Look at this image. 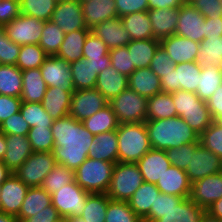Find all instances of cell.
I'll list each match as a JSON object with an SVG mask.
<instances>
[{
	"mask_svg": "<svg viewBox=\"0 0 222 222\" xmlns=\"http://www.w3.org/2000/svg\"><path fill=\"white\" fill-rule=\"evenodd\" d=\"M51 130L55 144L52 153L56 162L75 171L88 158L95 136L70 115L54 120Z\"/></svg>",
	"mask_w": 222,
	"mask_h": 222,
	"instance_id": "1",
	"label": "cell"
},
{
	"mask_svg": "<svg viewBox=\"0 0 222 222\" xmlns=\"http://www.w3.org/2000/svg\"><path fill=\"white\" fill-rule=\"evenodd\" d=\"M150 145L153 149L168 150L192 142H200L196 133L180 116L146 120Z\"/></svg>",
	"mask_w": 222,
	"mask_h": 222,
	"instance_id": "2",
	"label": "cell"
},
{
	"mask_svg": "<svg viewBox=\"0 0 222 222\" xmlns=\"http://www.w3.org/2000/svg\"><path fill=\"white\" fill-rule=\"evenodd\" d=\"M117 145L118 162H138L152 148L145 122L119 124Z\"/></svg>",
	"mask_w": 222,
	"mask_h": 222,
	"instance_id": "3",
	"label": "cell"
},
{
	"mask_svg": "<svg viewBox=\"0 0 222 222\" xmlns=\"http://www.w3.org/2000/svg\"><path fill=\"white\" fill-rule=\"evenodd\" d=\"M115 164L87 158L74 171L75 181L88 193H107Z\"/></svg>",
	"mask_w": 222,
	"mask_h": 222,
	"instance_id": "4",
	"label": "cell"
},
{
	"mask_svg": "<svg viewBox=\"0 0 222 222\" xmlns=\"http://www.w3.org/2000/svg\"><path fill=\"white\" fill-rule=\"evenodd\" d=\"M143 182L136 163L117 162L114 165L111 183L106 194L111 200L128 202Z\"/></svg>",
	"mask_w": 222,
	"mask_h": 222,
	"instance_id": "5",
	"label": "cell"
},
{
	"mask_svg": "<svg viewBox=\"0 0 222 222\" xmlns=\"http://www.w3.org/2000/svg\"><path fill=\"white\" fill-rule=\"evenodd\" d=\"M111 106L119 124L145 122L147 118L148 98L127 88L111 99Z\"/></svg>",
	"mask_w": 222,
	"mask_h": 222,
	"instance_id": "6",
	"label": "cell"
},
{
	"mask_svg": "<svg viewBox=\"0 0 222 222\" xmlns=\"http://www.w3.org/2000/svg\"><path fill=\"white\" fill-rule=\"evenodd\" d=\"M56 164L52 152H33L14 174L28 187H39Z\"/></svg>",
	"mask_w": 222,
	"mask_h": 222,
	"instance_id": "7",
	"label": "cell"
},
{
	"mask_svg": "<svg viewBox=\"0 0 222 222\" xmlns=\"http://www.w3.org/2000/svg\"><path fill=\"white\" fill-rule=\"evenodd\" d=\"M90 194L74 180L72 183L64 185L61 189L51 194V202L60 217H77L82 214Z\"/></svg>",
	"mask_w": 222,
	"mask_h": 222,
	"instance_id": "8",
	"label": "cell"
},
{
	"mask_svg": "<svg viewBox=\"0 0 222 222\" xmlns=\"http://www.w3.org/2000/svg\"><path fill=\"white\" fill-rule=\"evenodd\" d=\"M201 68L195 62H183L175 65V69L161 77V89L164 93H173L184 90L196 93L199 84Z\"/></svg>",
	"mask_w": 222,
	"mask_h": 222,
	"instance_id": "9",
	"label": "cell"
},
{
	"mask_svg": "<svg viewBox=\"0 0 222 222\" xmlns=\"http://www.w3.org/2000/svg\"><path fill=\"white\" fill-rule=\"evenodd\" d=\"M3 27L6 36L18 45L39 44L44 21L20 14L12 22Z\"/></svg>",
	"mask_w": 222,
	"mask_h": 222,
	"instance_id": "10",
	"label": "cell"
},
{
	"mask_svg": "<svg viewBox=\"0 0 222 222\" xmlns=\"http://www.w3.org/2000/svg\"><path fill=\"white\" fill-rule=\"evenodd\" d=\"M65 33L88 29L86 27L80 0H59L51 19Z\"/></svg>",
	"mask_w": 222,
	"mask_h": 222,
	"instance_id": "11",
	"label": "cell"
},
{
	"mask_svg": "<svg viewBox=\"0 0 222 222\" xmlns=\"http://www.w3.org/2000/svg\"><path fill=\"white\" fill-rule=\"evenodd\" d=\"M108 104L96 89L75 90L72 94L69 115L82 122Z\"/></svg>",
	"mask_w": 222,
	"mask_h": 222,
	"instance_id": "12",
	"label": "cell"
},
{
	"mask_svg": "<svg viewBox=\"0 0 222 222\" xmlns=\"http://www.w3.org/2000/svg\"><path fill=\"white\" fill-rule=\"evenodd\" d=\"M192 183L208 175L222 171V159L201 144L193 151L189 166L185 170Z\"/></svg>",
	"mask_w": 222,
	"mask_h": 222,
	"instance_id": "13",
	"label": "cell"
},
{
	"mask_svg": "<svg viewBox=\"0 0 222 222\" xmlns=\"http://www.w3.org/2000/svg\"><path fill=\"white\" fill-rule=\"evenodd\" d=\"M189 198L205 210L221 199L222 171L192 182Z\"/></svg>",
	"mask_w": 222,
	"mask_h": 222,
	"instance_id": "14",
	"label": "cell"
},
{
	"mask_svg": "<svg viewBox=\"0 0 222 222\" xmlns=\"http://www.w3.org/2000/svg\"><path fill=\"white\" fill-rule=\"evenodd\" d=\"M176 35L186 37L198 43L204 39L205 17L198 9L188 2H184L179 8Z\"/></svg>",
	"mask_w": 222,
	"mask_h": 222,
	"instance_id": "15",
	"label": "cell"
},
{
	"mask_svg": "<svg viewBox=\"0 0 222 222\" xmlns=\"http://www.w3.org/2000/svg\"><path fill=\"white\" fill-rule=\"evenodd\" d=\"M40 72L47 87H61L71 92L75 91L70 65L64 59L48 56L40 66Z\"/></svg>",
	"mask_w": 222,
	"mask_h": 222,
	"instance_id": "16",
	"label": "cell"
},
{
	"mask_svg": "<svg viewBox=\"0 0 222 222\" xmlns=\"http://www.w3.org/2000/svg\"><path fill=\"white\" fill-rule=\"evenodd\" d=\"M29 187L14 173L1 184L0 211L17 216Z\"/></svg>",
	"mask_w": 222,
	"mask_h": 222,
	"instance_id": "17",
	"label": "cell"
},
{
	"mask_svg": "<svg viewBox=\"0 0 222 222\" xmlns=\"http://www.w3.org/2000/svg\"><path fill=\"white\" fill-rule=\"evenodd\" d=\"M160 45L175 64L195 62L200 50V43L176 34L161 39Z\"/></svg>",
	"mask_w": 222,
	"mask_h": 222,
	"instance_id": "18",
	"label": "cell"
},
{
	"mask_svg": "<svg viewBox=\"0 0 222 222\" xmlns=\"http://www.w3.org/2000/svg\"><path fill=\"white\" fill-rule=\"evenodd\" d=\"M136 164L142 174L143 181L156 184L171 162L165 150L151 148Z\"/></svg>",
	"mask_w": 222,
	"mask_h": 222,
	"instance_id": "19",
	"label": "cell"
},
{
	"mask_svg": "<svg viewBox=\"0 0 222 222\" xmlns=\"http://www.w3.org/2000/svg\"><path fill=\"white\" fill-rule=\"evenodd\" d=\"M161 193L188 198L191 192V182L185 170L173 165L165 171L155 184Z\"/></svg>",
	"mask_w": 222,
	"mask_h": 222,
	"instance_id": "20",
	"label": "cell"
},
{
	"mask_svg": "<svg viewBox=\"0 0 222 222\" xmlns=\"http://www.w3.org/2000/svg\"><path fill=\"white\" fill-rule=\"evenodd\" d=\"M90 30L106 44L109 50L126 46L132 41L120 18L107 20L95 25Z\"/></svg>",
	"mask_w": 222,
	"mask_h": 222,
	"instance_id": "21",
	"label": "cell"
},
{
	"mask_svg": "<svg viewBox=\"0 0 222 222\" xmlns=\"http://www.w3.org/2000/svg\"><path fill=\"white\" fill-rule=\"evenodd\" d=\"M84 21L88 29L95 25L119 18L115 0H89L81 1Z\"/></svg>",
	"mask_w": 222,
	"mask_h": 222,
	"instance_id": "22",
	"label": "cell"
},
{
	"mask_svg": "<svg viewBox=\"0 0 222 222\" xmlns=\"http://www.w3.org/2000/svg\"><path fill=\"white\" fill-rule=\"evenodd\" d=\"M6 152L2 159L8 169L14 173L27 158L33 153L27 136L5 135Z\"/></svg>",
	"mask_w": 222,
	"mask_h": 222,
	"instance_id": "23",
	"label": "cell"
},
{
	"mask_svg": "<svg viewBox=\"0 0 222 222\" xmlns=\"http://www.w3.org/2000/svg\"><path fill=\"white\" fill-rule=\"evenodd\" d=\"M88 158L118 162L117 130L96 135L88 150Z\"/></svg>",
	"mask_w": 222,
	"mask_h": 222,
	"instance_id": "24",
	"label": "cell"
},
{
	"mask_svg": "<svg viewBox=\"0 0 222 222\" xmlns=\"http://www.w3.org/2000/svg\"><path fill=\"white\" fill-rule=\"evenodd\" d=\"M95 88L109 102L128 88V77L110 65L98 74Z\"/></svg>",
	"mask_w": 222,
	"mask_h": 222,
	"instance_id": "25",
	"label": "cell"
},
{
	"mask_svg": "<svg viewBox=\"0 0 222 222\" xmlns=\"http://www.w3.org/2000/svg\"><path fill=\"white\" fill-rule=\"evenodd\" d=\"M147 12L151 20L153 38L161 40L175 34L179 8L151 9Z\"/></svg>",
	"mask_w": 222,
	"mask_h": 222,
	"instance_id": "26",
	"label": "cell"
},
{
	"mask_svg": "<svg viewBox=\"0 0 222 222\" xmlns=\"http://www.w3.org/2000/svg\"><path fill=\"white\" fill-rule=\"evenodd\" d=\"M73 92L61 87H47L42 100L43 108L54 119L69 115Z\"/></svg>",
	"mask_w": 222,
	"mask_h": 222,
	"instance_id": "27",
	"label": "cell"
},
{
	"mask_svg": "<svg viewBox=\"0 0 222 222\" xmlns=\"http://www.w3.org/2000/svg\"><path fill=\"white\" fill-rule=\"evenodd\" d=\"M128 88L147 98L162 92L161 79L149 67L135 69L128 77Z\"/></svg>",
	"mask_w": 222,
	"mask_h": 222,
	"instance_id": "28",
	"label": "cell"
},
{
	"mask_svg": "<svg viewBox=\"0 0 222 222\" xmlns=\"http://www.w3.org/2000/svg\"><path fill=\"white\" fill-rule=\"evenodd\" d=\"M47 85L42 78L40 68L22 71V102L41 103L46 93Z\"/></svg>",
	"mask_w": 222,
	"mask_h": 222,
	"instance_id": "29",
	"label": "cell"
},
{
	"mask_svg": "<svg viewBox=\"0 0 222 222\" xmlns=\"http://www.w3.org/2000/svg\"><path fill=\"white\" fill-rule=\"evenodd\" d=\"M159 194L160 191L155 184L143 182L128 200V204L143 221L149 215L151 207Z\"/></svg>",
	"mask_w": 222,
	"mask_h": 222,
	"instance_id": "30",
	"label": "cell"
},
{
	"mask_svg": "<svg viewBox=\"0 0 222 222\" xmlns=\"http://www.w3.org/2000/svg\"><path fill=\"white\" fill-rule=\"evenodd\" d=\"M51 204V195L45 189L41 186L29 187L20 212L16 218L18 219V222H22L26 218L35 216Z\"/></svg>",
	"mask_w": 222,
	"mask_h": 222,
	"instance_id": "31",
	"label": "cell"
},
{
	"mask_svg": "<svg viewBox=\"0 0 222 222\" xmlns=\"http://www.w3.org/2000/svg\"><path fill=\"white\" fill-rule=\"evenodd\" d=\"M90 32V29H81L65 34L64 40L55 56L64 59L69 64L83 59L84 43Z\"/></svg>",
	"mask_w": 222,
	"mask_h": 222,
	"instance_id": "32",
	"label": "cell"
},
{
	"mask_svg": "<svg viewBox=\"0 0 222 222\" xmlns=\"http://www.w3.org/2000/svg\"><path fill=\"white\" fill-rule=\"evenodd\" d=\"M206 210L194 203L189 197L173 207L164 217L154 222H200Z\"/></svg>",
	"mask_w": 222,
	"mask_h": 222,
	"instance_id": "33",
	"label": "cell"
},
{
	"mask_svg": "<svg viewBox=\"0 0 222 222\" xmlns=\"http://www.w3.org/2000/svg\"><path fill=\"white\" fill-rule=\"evenodd\" d=\"M159 46L160 40L155 38L132 40L127 45V49L135 69L149 67Z\"/></svg>",
	"mask_w": 222,
	"mask_h": 222,
	"instance_id": "34",
	"label": "cell"
},
{
	"mask_svg": "<svg viewBox=\"0 0 222 222\" xmlns=\"http://www.w3.org/2000/svg\"><path fill=\"white\" fill-rule=\"evenodd\" d=\"M120 19L131 40L153 38L151 20L147 11L128 14Z\"/></svg>",
	"mask_w": 222,
	"mask_h": 222,
	"instance_id": "35",
	"label": "cell"
},
{
	"mask_svg": "<svg viewBox=\"0 0 222 222\" xmlns=\"http://www.w3.org/2000/svg\"><path fill=\"white\" fill-rule=\"evenodd\" d=\"M83 126L94 136L103 132L117 130L119 122L111 106L107 104L95 114L82 121Z\"/></svg>",
	"mask_w": 222,
	"mask_h": 222,
	"instance_id": "36",
	"label": "cell"
},
{
	"mask_svg": "<svg viewBox=\"0 0 222 222\" xmlns=\"http://www.w3.org/2000/svg\"><path fill=\"white\" fill-rule=\"evenodd\" d=\"M69 65L75 90L95 88L98 73L89 60L80 59Z\"/></svg>",
	"mask_w": 222,
	"mask_h": 222,
	"instance_id": "37",
	"label": "cell"
},
{
	"mask_svg": "<svg viewBox=\"0 0 222 222\" xmlns=\"http://www.w3.org/2000/svg\"><path fill=\"white\" fill-rule=\"evenodd\" d=\"M177 117L172 93L161 92L148 98L146 120Z\"/></svg>",
	"mask_w": 222,
	"mask_h": 222,
	"instance_id": "38",
	"label": "cell"
},
{
	"mask_svg": "<svg viewBox=\"0 0 222 222\" xmlns=\"http://www.w3.org/2000/svg\"><path fill=\"white\" fill-rule=\"evenodd\" d=\"M22 70L16 65H0V95L20 97Z\"/></svg>",
	"mask_w": 222,
	"mask_h": 222,
	"instance_id": "39",
	"label": "cell"
},
{
	"mask_svg": "<svg viewBox=\"0 0 222 222\" xmlns=\"http://www.w3.org/2000/svg\"><path fill=\"white\" fill-rule=\"evenodd\" d=\"M221 84V68L214 65L202 67L196 94L201 100L207 101Z\"/></svg>",
	"mask_w": 222,
	"mask_h": 222,
	"instance_id": "40",
	"label": "cell"
},
{
	"mask_svg": "<svg viewBox=\"0 0 222 222\" xmlns=\"http://www.w3.org/2000/svg\"><path fill=\"white\" fill-rule=\"evenodd\" d=\"M196 62L202 67L214 65L221 68L222 37L203 39L202 42H200V50Z\"/></svg>",
	"mask_w": 222,
	"mask_h": 222,
	"instance_id": "41",
	"label": "cell"
},
{
	"mask_svg": "<svg viewBox=\"0 0 222 222\" xmlns=\"http://www.w3.org/2000/svg\"><path fill=\"white\" fill-rule=\"evenodd\" d=\"M109 199L106 193H91L80 217L86 222H105Z\"/></svg>",
	"mask_w": 222,
	"mask_h": 222,
	"instance_id": "42",
	"label": "cell"
},
{
	"mask_svg": "<svg viewBox=\"0 0 222 222\" xmlns=\"http://www.w3.org/2000/svg\"><path fill=\"white\" fill-rule=\"evenodd\" d=\"M20 113L30 128L37 127H51L54 119L43 108L42 103L38 102H22L20 106Z\"/></svg>",
	"mask_w": 222,
	"mask_h": 222,
	"instance_id": "43",
	"label": "cell"
},
{
	"mask_svg": "<svg viewBox=\"0 0 222 222\" xmlns=\"http://www.w3.org/2000/svg\"><path fill=\"white\" fill-rule=\"evenodd\" d=\"M65 33L52 21H44L39 46L49 55L55 56L64 40Z\"/></svg>",
	"mask_w": 222,
	"mask_h": 222,
	"instance_id": "44",
	"label": "cell"
},
{
	"mask_svg": "<svg viewBox=\"0 0 222 222\" xmlns=\"http://www.w3.org/2000/svg\"><path fill=\"white\" fill-rule=\"evenodd\" d=\"M49 55L38 45H22L16 66L22 71L40 68Z\"/></svg>",
	"mask_w": 222,
	"mask_h": 222,
	"instance_id": "45",
	"label": "cell"
},
{
	"mask_svg": "<svg viewBox=\"0 0 222 222\" xmlns=\"http://www.w3.org/2000/svg\"><path fill=\"white\" fill-rule=\"evenodd\" d=\"M74 180V171L57 163L46 176L41 187L51 195L61 189L64 185L72 183Z\"/></svg>",
	"mask_w": 222,
	"mask_h": 222,
	"instance_id": "46",
	"label": "cell"
},
{
	"mask_svg": "<svg viewBox=\"0 0 222 222\" xmlns=\"http://www.w3.org/2000/svg\"><path fill=\"white\" fill-rule=\"evenodd\" d=\"M57 0H20L21 14L49 21Z\"/></svg>",
	"mask_w": 222,
	"mask_h": 222,
	"instance_id": "47",
	"label": "cell"
},
{
	"mask_svg": "<svg viewBox=\"0 0 222 222\" xmlns=\"http://www.w3.org/2000/svg\"><path fill=\"white\" fill-rule=\"evenodd\" d=\"M180 117L199 135L205 131L213 121L207 102L199 109L184 111Z\"/></svg>",
	"mask_w": 222,
	"mask_h": 222,
	"instance_id": "48",
	"label": "cell"
},
{
	"mask_svg": "<svg viewBox=\"0 0 222 222\" xmlns=\"http://www.w3.org/2000/svg\"><path fill=\"white\" fill-rule=\"evenodd\" d=\"M200 144L222 159V121L213 120L199 136Z\"/></svg>",
	"mask_w": 222,
	"mask_h": 222,
	"instance_id": "49",
	"label": "cell"
},
{
	"mask_svg": "<svg viewBox=\"0 0 222 222\" xmlns=\"http://www.w3.org/2000/svg\"><path fill=\"white\" fill-rule=\"evenodd\" d=\"M105 222H143L126 201L109 199Z\"/></svg>",
	"mask_w": 222,
	"mask_h": 222,
	"instance_id": "50",
	"label": "cell"
},
{
	"mask_svg": "<svg viewBox=\"0 0 222 222\" xmlns=\"http://www.w3.org/2000/svg\"><path fill=\"white\" fill-rule=\"evenodd\" d=\"M27 138L33 152H52L55 146L51 127L33 126L30 128Z\"/></svg>",
	"mask_w": 222,
	"mask_h": 222,
	"instance_id": "51",
	"label": "cell"
},
{
	"mask_svg": "<svg viewBox=\"0 0 222 222\" xmlns=\"http://www.w3.org/2000/svg\"><path fill=\"white\" fill-rule=\"evenodd\" d=\"M184 197L175 195H169L161 193L156 198L154 205H152L149 215L143 220V222H154L165 216L169 210L178 206Z\"/></svg>",
	"mask_w": 222,
	"mask_h": 222,
	"instance_id": "52",
	"label": "cell"
},
{
	"mask_svg": "<svg viewBox=\"0 0 222 222\" xmlns=\"http://www.w3.org/2000/svg\"><path fill=\"white\" fill-rule=\"evenodd\" d=\"M110 64L121 74L129 77L135 70L131 55L128 52L127 45L109 50Z\"/></svg>",
	"mask_w": 222,
	"mask_h": 222,
	"instance_id": "53",
	"label": "cell"
},
{
	"mask_svg": "<svg viewBox=\"0 0 222 222\" xmlns=\"http://www.w3.org/2000/svg\"><path fill=\"white\" fill-rule=\"evenodd\" d=\"M200 145V142H192L181 147L171 148L166 151L171 165L186 170L189 166L193 151Z\"/></svg>",
	"mask_w": 222,
	"mask_h": 222,
	"instance_id": "54",
	"label": "cell"
},
{
	"mask_svg": "<svg viewBox=\"0 0 222 222\" xmlns=\"http://www.w3.org/2000/svg\"><path fill=\"white\" fill-rule=\"evenodd\" d=\"M21 45L12 42L0 25V63L1 65H16Z\"/></svg>",
	"mask_w": 222,
	"mask_h": 222,
	"instance_id": "55",
	"label": "cell"
},
{
	"mask_svg": "<svg viewBox=\"0 0 222 222\" xmlns=\"http://www.w3.org/2000/svg\"><path fill=\"white\" fill-rule=\"evenodd\" d=\"M172 98L177 116H180L186 110L199 109L206 102L201 100L196 93L184 90L173 92Z\"/></svg>",
	"mask_w": 222,
	"mask_h": 222,
	"instance_id": "56",
	"label": "cell"
},
{
	"mask_svg": "<svg viewBox=\"0 0 222 222\" xmlns=\"http://www.w3.org/2000/svg\"><path fill=\"white\" fill-rule=\"evenodd\" d=\"M29 130L30 126L25 121L20 111L0 123V132L5 135L14 134L27 136Z\"/></svg>",
	"mask_w": 222,
	"mask_h": 222,
	"instance_id": "57",
	"label": "cell"
},
{
	"mask_svg": "<svg viewBox=\"0 0 222 222\" xmlns=\"http://www.w3.org/2000/svg\"><path fill=\"white\" fill-rule=\"evenodd\" d=\"M109 54L106 44L92 32H90L85 40L83 47V59H101Z\"/></svg>",
	"mask_w": 222,
	"mask_h": 222,
	"instance_id": "58",
	"label": "cell"
},
{
	"mask_svg": "<svg viewBox=\"0 0 222 222\" xmlns=\"http://www.w3.org/2000/svg\"><path fill=\"white\" fill-rule=\"evenodd\" d=\"M175 62L160 45L152 58L149 68L159 77H163L175 69Z\"/></svg>",
	"mask_w": 222,
	"mask_h": 222,
	"instance_id": "59",
	"label": "cell"
},
{
	"mask_svg": "<svg viewBox=\"0 0 222 222\" xmlns=\"http://www.w3.org/2000/svg\"><path fill=\"white\" fill-rule=\"evenodd\" d=\"M188 3L198 9L205 18H222L221 0H189Z\"/></svg>",
	"mask_w": 222,
	"mask_h": 222,
	"instance_id": "60",
	"label": "cell"
},
{
	"mask_svg": "<svg viewBox=\"0 0 222 222\" xmlns=\"http://www.w3.org/2000/svg\"><path fill=\"white\" fill-rule=\"evenodd\" d=\"M118 17L149 10L148 0H115Z\"/></svg>",
	"mask_w": 222,
	"mask_h": 222,
	"instance_id": "61",
	"label": "cell"
},
{
	"mask_svg": "<svg viewBox=\"0 0 222 222\" xmlns=\"http://www.w3.org/2000/svg\"><path fill=\"white\" fill-rule=\"evenodd\" d=\"M21 14L20 1L0 0V25L5 26Z\"/></svg>",
	"mask_w": 222,
	"mask_h": 222,
	"instance_id": "62",
	"label": "cell"
},
{
	"mask_svg": "<svg viewBox=\"0 0 222 222\" xmlns=\"http://www.w3.org/2000/svg\"><path fill=\"white\" fill-rule=\"evenodd\" d=\"M20 97L0 95V123L20 111Z\"/></svg>",
	"mask_w": 222,
	"mask_h": 222,
	"instance_id": "63",
	"label": "cell"
},
{
	"mask_svg": "<svg viewBox=\"0 0 222 222\" xmlns=\"http://www.w3.org/2000/svg\"><path fill=\"white\" fill-rule=\"evenodd\" d=\"M206 102L212 119L222 121V84Z\"/></svg>",
	"mask_w": 222,
	"mask_h": 222,
	"instance_id": "64",
	"label": "cell"
},
{
	"mask_svg": "<svg viewBox=\"0 0 222 222\" xmlns=\"http://www.w3.org/2000/svg\"><path fill=\"white\" fill-rule=\"evenodd\" d=\"M61 217L51 204L37 213L35 216L24 219L22 222H56Z\"/></svg>",
	"mask_w": 222,
	"mask_h": 222,
	"instance_id": "65",
	"label": "cell"
},
{
	"mask_svg": "<svg viewBox=\"0 0 222 222\" xmlns=\"http://www.w3.org/2000/svg\"><path fill=\"white\" fill-rule=\"evenodd\" d=\"M222 37V18H205L204 22V39Z\"/></svg>",
	"mask_w": 222,
	"mask_h": 222,
	"instance_id": "66",
	"label": "cell"
},
{
	"mask_svg": "<svg viewBox=\"0 0 222 222\" xmlns=\"http://www.w3.org/2000/svg\"><path fill=\"white\" fill-rule=\"evenodd\" d=\"M184 0H148L149 10L180 8Z\"/></svg>",
	"mask_w": 222,
	"mask_h": 222,
	"instance_id": "67",
	"label": "cell"
},
{
	"mask_svg": "<svg viewBox=\"0 0 222 222\" xmlns=\"http://www.w3.org/2000/svg\"><path fill=\"white\" fill-rule=\"evenodd\" d=\"M90 61V63L94 66L95 70L99 74L101 71H103L105 68L109 67L110 64V55H106L104 57H101V59H87Z\"/></svg>",
	"mask_w": 222,
	"mask_h": 222,
	"instance_id": "68",
	"label": "cell"
},
{
	"mask_svg": "<svg viewBox=\"0 0 222 222\" xmlns=\"http://www.w3.org/2000/svg\"><path fill=\"white\" fill-rule=\"evenodd\" d=\"M206 212L211 215L212 217H215L219 220L222 219V198L218 201H215L207 210Z\"/></svg>",
	"mask_w": 222,
	"mask_h": 222,
	"instance_id": "69",
	"label": "cell"
},
{
	"mask_svg": "<svg viewBox=\"0 0 222 222\" xmlns=\"http://www.w3.org/2000/svg\"><path fill=\"white\" fill-rule=\"evenodd\" d=\"M12 174L8 167L0 160V185Z\"/></svg>",
	"mask_w": 222,
	"mask_h": 222,
	"instance_id": "70",
	"label": "cell"
},
{
	"mask_svg": "<svg viewBox=\"0 0 222 222\" xmlns=\"http://www.w3.org/2000/svg\"><path fill=\"white\" fill-rule=\"evenodd\" d=\"M6 138H5V134H3L2 132H0V160L3 159L4 154L6 152Z\"/></svg>",
	"mask_w": 222,
	"mask_h": 222,
	"instance_id": "71",
	"label": "cell"
},
{
	"mask_svg": "<svg viewBox=\"0 0 222 222\" xmlns=\"http://www.w3.org/2000/svg\"><path fill=\"white\" fill-rule=\"evenodd\" d=\"M0 222H18V219L13 215H9L0 211Z\"/></svg>",
	"mask_w": 222,
	"mask_h": 222,
	"instance_id": "72",
	"label": "cell"
},
{
	"mask_svg": "<svg viewBox=\"0 0 222 222\" xmlns=\"http://www.w3.org/2000/svg\"><path fill=\"white\" fill-rule=\"evenodd\" d=\"M200 222H220V221H219V219L212 217L207 212H205V214L201 218Z\"/></svg>",
	"mask_w": 222,
	"mask_h": 222,
	"instance_id": "73",
	"label": "cell"
},
{
	"mask_svg": "<svg viewBox=\"0 0 222 222\" xmlns=\"http://www.w3.org/2000/svg\"><path fill=\"white\" fill-rule=\"evenodd\" d=\"M68 219H69L70 222H86V221H84L83 218L80 217V216L70 217V218H68Z\"/></svg>",
	"mask_w": 222,
	"mask_h": 222,
	"instance_id": "74",
	"label": "cell"
},
{
	"mask_svg": "<svg viewBox=\"0 0 222 222\" xmlns=\"http://www.w3.org/2000/svg\"><path fill=\"white\" fill-rule=\"evenodd\" d=\"M56 222H70L68 218H63L61 217L60 219H58Z\"/></svg>",
	"mask_w": 222,
	"mask_h": 222,
	"instance_id": "75",
	"label": "cell"
}]
</instances>
